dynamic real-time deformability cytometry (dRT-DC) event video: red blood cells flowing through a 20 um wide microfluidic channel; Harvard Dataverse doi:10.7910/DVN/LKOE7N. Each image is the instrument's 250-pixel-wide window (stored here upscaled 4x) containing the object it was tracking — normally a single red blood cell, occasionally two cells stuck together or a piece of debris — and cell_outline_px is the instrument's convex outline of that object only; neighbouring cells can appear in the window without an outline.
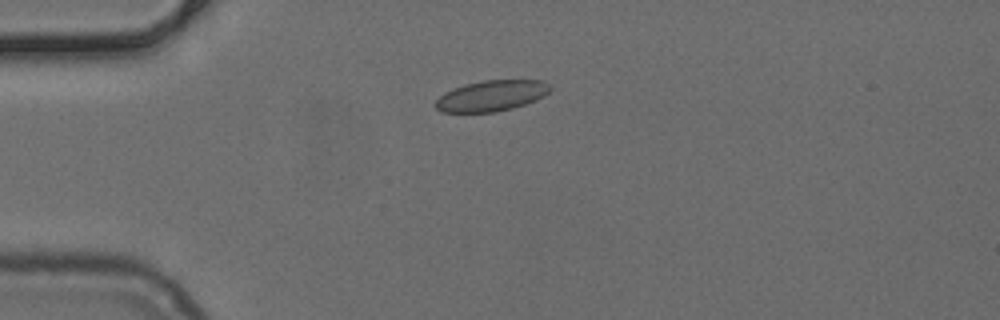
{"species": "common noctule bat (a hibernating species)", "species_latin": "Nyctalus noctula", "temperature_condition": "cold", "stored_images_in_passage": 39, "camera_frame_rate_fps": 3000, "um_per_image_px": 0.085, "animal": {"sex": "female", "body_mass_g": 24.6, "forearm_length_mm": 56.2}, "frame": {"image": 1, "passage_image": 1, "time_ms": 0.0, "image_size_px": [1000, 320], "cell_outline_px": [[552, 88], [544, 96], [536, 100], [512, 108], [496, 112], [440, 112], [432, 104], [444, 92], [464, 84], [484, 80], [544, 80], [552, 84]], "centroid_in_image_um": [41.78, 8.13], "position_along_channel_um": 43.2, "area_um2": 20.81}}
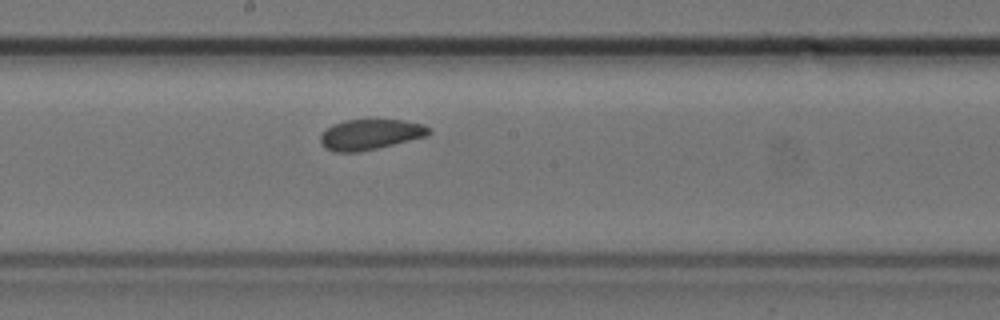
{"frame": {"image": 2, "passage_image": 16, "time_ms": 5.0, "image_size_px": [1000, 320], "cell_outline_px": [[432, 132], [428, 136], [360, 152], [336, 152], [324, 148], [320, 144], [320, 136], [332, 124], [344, 120], [404, 120], [424, 124], [432, 128]], "centroid_in_image_um": [31.5, 11.43], "position_along_channel_um": 216.7, "area_um2": 19.42}}
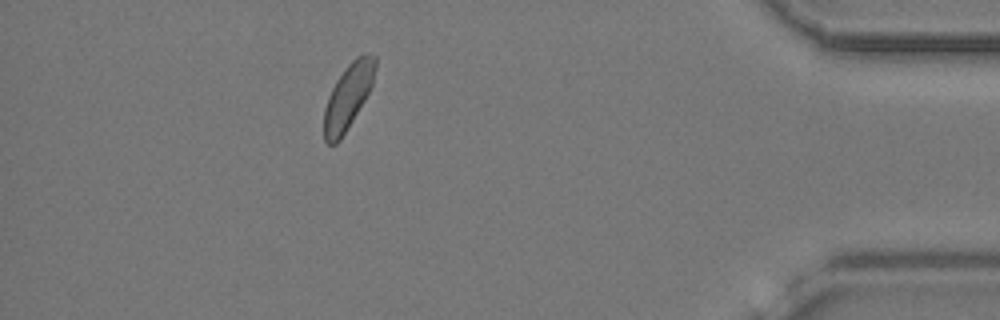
{"frame": {"image": 3, "passage_image": 34, "time_ms": 11.0, "image_size_px": [1000, 320], "cell_outline_px": [[376, 68], [372, 84], [364, 100], [340, 140], [336, 144], [328, 144], [324, 140], [324, 108], [328, 96], [336, 80], [348, 64], [356, 56], [364, 52], [372, 52], [376, 56]], "centroid_in_image_um": [29.59, 8.15], "position_along_channel_um": 405.6, "area_um2": 19.42}}